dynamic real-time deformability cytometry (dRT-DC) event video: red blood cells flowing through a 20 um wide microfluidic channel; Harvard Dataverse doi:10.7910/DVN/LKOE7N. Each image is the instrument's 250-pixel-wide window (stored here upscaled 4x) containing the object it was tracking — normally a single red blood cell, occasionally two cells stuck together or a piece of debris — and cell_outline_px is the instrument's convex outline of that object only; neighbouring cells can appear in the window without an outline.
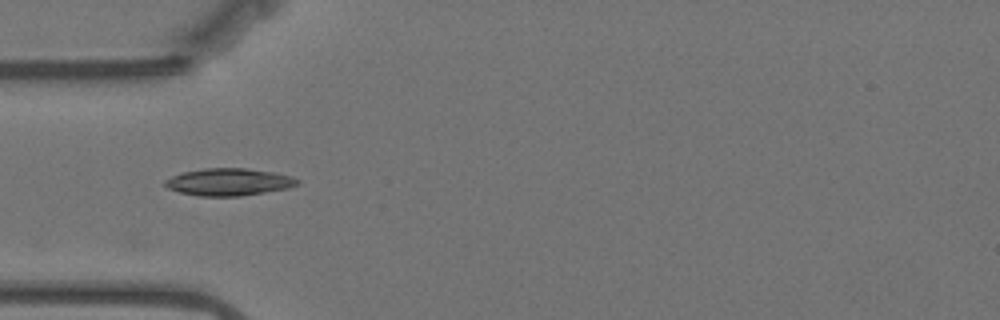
{"species": "Egyptian fruit bat (a non-hibernating species)", "species_latin": "Rousettus aegyptiacus", "temperature_condition": "warm", "stored_images_in_passage": 42, "camera_frame_rate_fps": 3000, "um_per_image_px": 0.085, "animal": {"sex": "female"}, "frame": {"image": 1, "passage_image": 1, "time_ms": 0.0, "image_size_px": [1000, 320], "cell_outline_px": [[300, 184], [288, 188], [240, 196], [196, 196], [180, 192], [168, 188], [164, 184], [164, 180], [172, 176], [184, 172], [204, 168], [244, 168], [272, 172], [292, 176], [300, 180]], "centroid_in_image_um": [19.45, 15.47], "position_along_channel_um": 65.5, "area_um2": 20.98}}
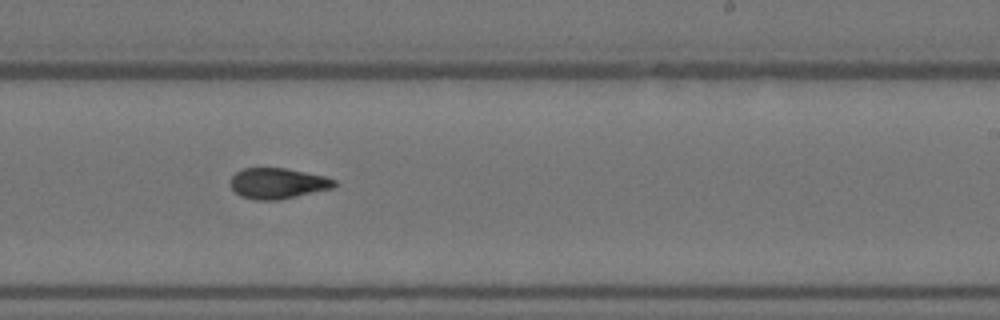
{"frame": {"image": 2, "passage_image": 18, "time_ms": 5.667, "image_size_px": [1000, 320], "cell_outline_px": [[336, 184], [332, 188], [280, 200], [256, 200], [240, 196], [228, 184], [228, 180], [236, 172], [244, 168], [284, 168], [324, 176], [336, 180]], "centroid_in_image_um": [23.56, 15.59], "position_along_channel_um": 265.4, "area_um2": 18.61}}
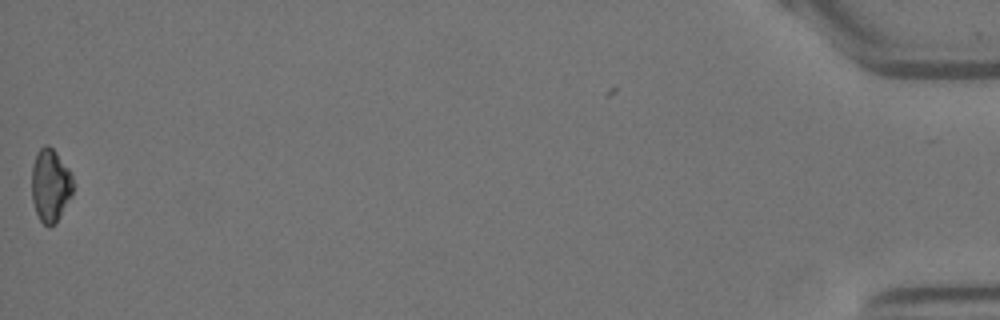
{"frame": {"image": 3, "passage_image": 41, "time_ms": 13.333, "image_size_px": [1000, 320], "cell_outline_px": [[72, 196], [56, 224], [48, 228], [40, 220], [36, 212], [32, 200], [32, 164], [36, 152], [44, 144], [48, 144], [56, 152], [68, 168], [72, 176]], "centroid_in_image_um": [4.27, 15.76], "position_along_channel_um": 430.9, "area_um2": 17.8}, "authors_computed_cell_mechanics": {"area_um2": 18.496, "velocity_mm_per_s": 3.5091, "shape_relaxation_time_tau1_ms": null, "shape_relaxation_time_tau2_ms": 1.7013, "deformation_change_tau1": null, "deformation_change_tau2": 0.0638}}